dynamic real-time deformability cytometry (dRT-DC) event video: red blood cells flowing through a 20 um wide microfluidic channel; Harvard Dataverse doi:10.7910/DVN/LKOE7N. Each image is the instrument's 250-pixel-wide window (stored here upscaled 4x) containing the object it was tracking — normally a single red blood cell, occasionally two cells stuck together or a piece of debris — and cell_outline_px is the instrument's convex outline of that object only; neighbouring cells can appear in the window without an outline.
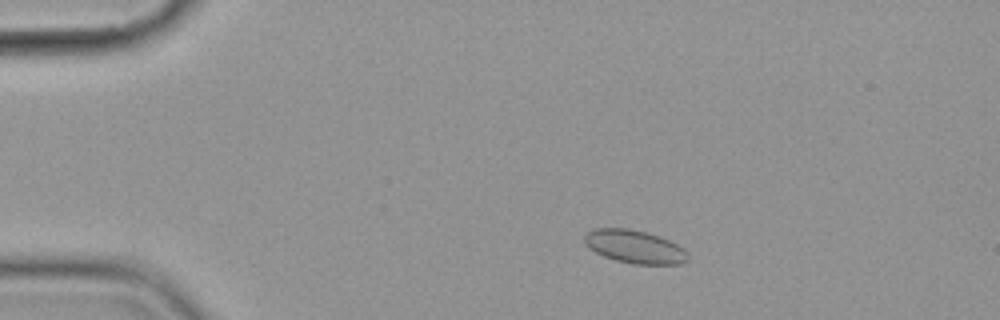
{"species": "common noctule bat (a hibernating species)", "species_latin": "Nyctalus noctula", "temperature_condition": "cold", "stored_images_in_passage": 7, "camera_frame_rate_fps": 3000, "um_per_image_px": 0.085, "animal": {"sex": "female", "body_mass_g": 19.9}, "frame": {"image": 1, "passage_image": 3, "time_ms": 2.333, "image_size_px": [1000, 320], "cell_outline_px": [[688, 260], [680, 264], [632, 264], [616, 260], [604, 256], [588, 248], [584, 244], [584, 236], [588, 232], [596, 228], [628, 228], [644, 232], [668, 240], [684, 248], [688, 252]], "centroid_in_image_um": [53.93, 20.98], "position_along_channel_um": 31.1, "area_um2": 19.88}}
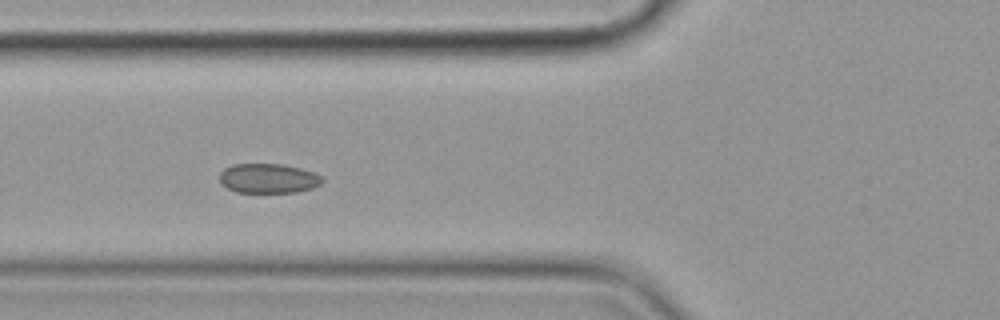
{"frame": {"image": 2, "passage_image": 6, "time_ms": 6.0, "image_size_px": [1000, 320], "cell_outline_px": [[324, 180], [320, 184], [312, 188], [296, 192], [236, 192], [220, 184], [220, 172], [224, 168], [232, 164], [284, 164], [316, 172]], "centroid_in_image_um": [22.8, 15.15], "position_along_channel_um": 103.0, "area_um2": 17.8}}
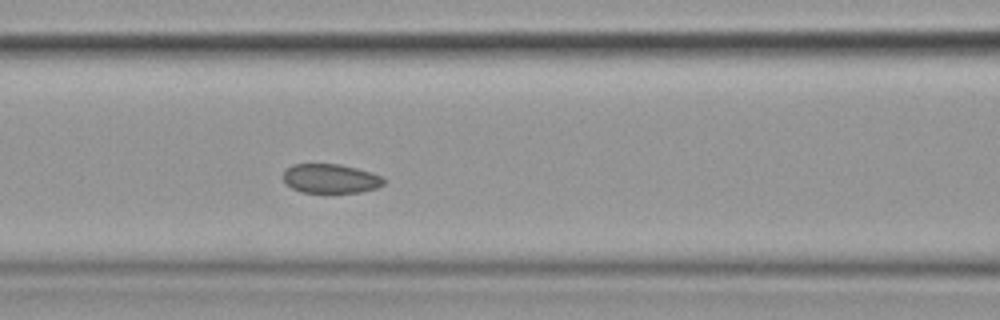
{"frame": {"image": 3, "passage_image": 7, "time_ms": 7.0, "image_size_px": [1000, 320], "cell_outline_px": [[384, 184], [376, 188], [360, 192], [300, 192], [292, 188], [284, 180], [284, 172], [292, 164], [340, 164], [356, 168], [380, 176], [384, 180]], "centroid_in_image_um": [28.08, 15.18], "position_along_channel_um": 138.5, "area_um2": 16.82}}